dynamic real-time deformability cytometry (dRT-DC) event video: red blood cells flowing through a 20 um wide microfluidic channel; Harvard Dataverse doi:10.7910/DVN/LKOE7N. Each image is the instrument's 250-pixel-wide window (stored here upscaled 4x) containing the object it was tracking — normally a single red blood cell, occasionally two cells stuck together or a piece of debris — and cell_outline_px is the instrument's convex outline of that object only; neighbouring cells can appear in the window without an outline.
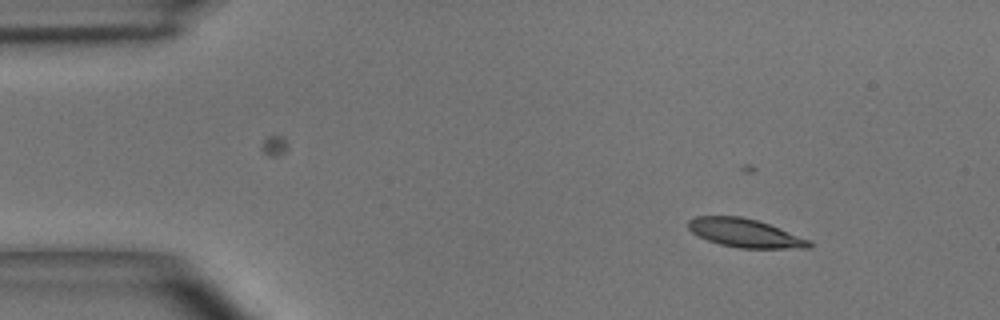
{"species": "common noctule bat (a hibernating species)", "species_latin": "Nyctalus noctula", "temperature_condition": "room temperature", "stored_images_in_passage": 3, "camera_frame_rate_fps": 3000, "um_per_image_px": 0.085, "animal": {"sex": "male", "body_mass_g": 15.6}, "frame": {"image": 1, "passage_image": 1, "time_ms": 0.0, "image_size_px": [1000, 320], "cell_outline_px": [[812, 248], [740, 248], [720, 244], [708, 240], [692, 232], [688, 228], [688, 220], [696, 216], [740, 216], [756, 220], [780, 228], [812, 240]], "centroid_in_image_um": [63.36, 19.81], "position_along_channel_um": 21.6, "area_um2": 20.06}}